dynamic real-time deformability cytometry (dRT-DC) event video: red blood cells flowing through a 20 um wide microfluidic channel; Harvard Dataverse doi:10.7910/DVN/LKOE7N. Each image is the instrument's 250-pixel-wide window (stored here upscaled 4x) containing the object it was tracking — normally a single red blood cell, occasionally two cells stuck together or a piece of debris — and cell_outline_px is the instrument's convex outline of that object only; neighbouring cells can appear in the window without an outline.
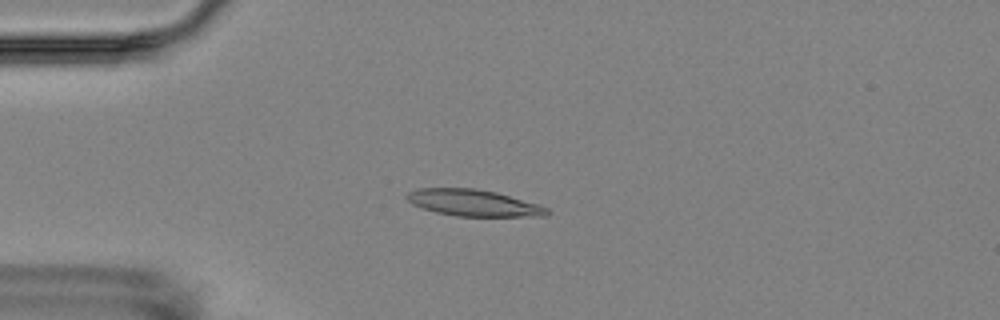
{"species": "Egyptian fruit bat (a non-hibernating species)", "species_latin": "Rousettus aegyptiacus", "temperature_condition": "room temperature", "stored_images_in_passage": 16, "camera_frame_rate_fps": 3000, "um_per_image_px": 0.085, "animal": {"sex": "female"}, "frame": {"image": 1, "passage_image": 4, "time_ms": 3.667, "image_size_px": [1000, 320], "cell_outline_px": [[552, 212], [548, 216], [456, 216], [436, 212], [412, 204], [404, 196], [408, 192], [416, 188], [476, 188], [496, 192], [536, 204], [548, 208]], "centroid_in_image_um": [40.23, 17.24], "position_along_channel_um": 44.8, "area_um2": 21.62}}
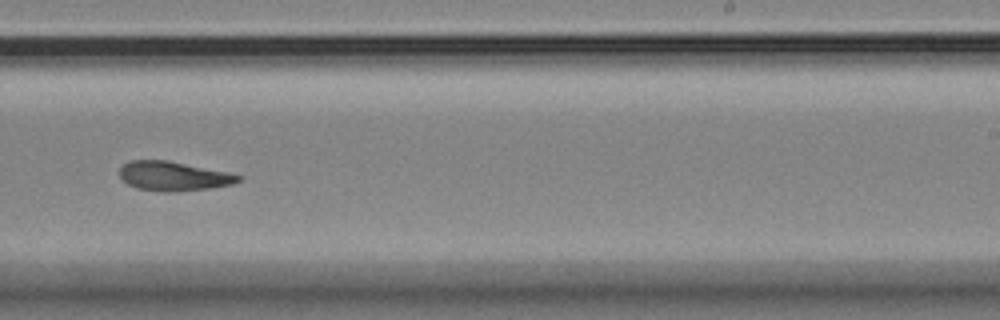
{"frame": {"image": 2, "passage_image": 10, "time_ms": 10.667, "image_size_px": [1000, 320], "cell_outline_px": [[240, 180], [232, 184], [212, 188], [172, 192], [164, 192], [136, 188], [128, 184], [120, 176], [120, 168], [128, 160], [168, 160], [228, 172], [240, 176]], "centroid_in_image_um": [14.73, 14.97], "position_along_channel_um": 274.3, "area_um2": 20.23}}
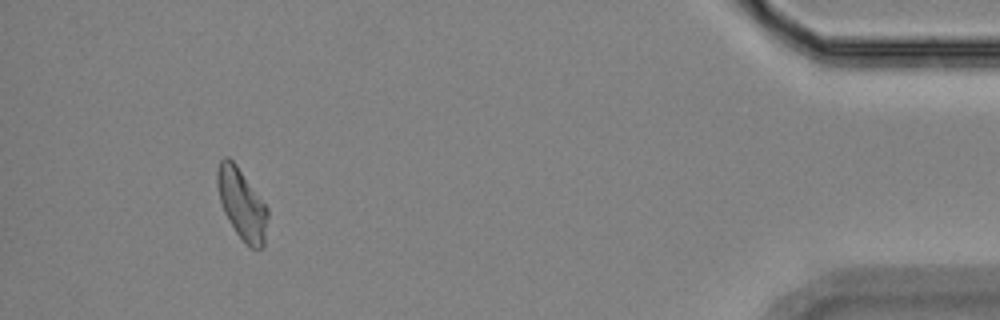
{"frame": {"image": 3, "passage_image": 15, "time_ms": 16.333, "image_size_px": [1000, 320], "cell_outline_px": [[268, 216], [264, 248], [248, 248], [244, 244], [228, 220], [224, 212], [220, 200], [216, 184], [216, 172], [220, 160], [224, 156], [228, 156], [236, 164], [268, 208]], "centroid_in_image_um": [20.55, 17.36], "position_along_channel_um": 414.6, "area_um2": 20.92}, "authors_computed_cell_mechanics": {"area_um2": 21.1259, "velocity_mm_per_s": 3.5666, "shape_relaxation_time_tau1_ms": null, "shape_relaxation_time_tau2_ms": 2.9776, "deformation_change_tau1": null, "deformation_change_tau2": 0.084}}